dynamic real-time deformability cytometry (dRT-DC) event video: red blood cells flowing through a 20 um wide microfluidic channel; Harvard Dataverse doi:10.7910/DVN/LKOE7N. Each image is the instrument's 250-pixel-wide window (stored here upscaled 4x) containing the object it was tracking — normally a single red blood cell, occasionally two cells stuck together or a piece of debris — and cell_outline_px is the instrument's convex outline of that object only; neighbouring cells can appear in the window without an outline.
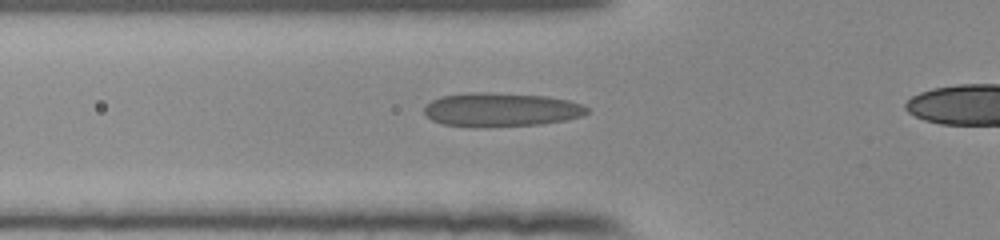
{"species": "human", "species_latin": "Homo sapiens", "temperature_condition": "room temperature", "stored_images_in_passage": 42, "camera_frame_rate_fps": 3000, "um_per_image_px": 0.085, "donor": {"sex": "female"}, "frame": {"image": 1, "passage_image": 14, "time_ms": 4.333, "image_size_px": [1000, 240], "cell_outline_px": [[588, 112], [580, 116], [564, 120], [540, 124], [444, 124], [432, 120], [424, 112], [424, 108], [432, 100], [440, 96], [468, 92], [488, 92], [544, 96], [568, 100], [580, 104], [588, 108]], "centroid_in_image_um": [42.59, 9.27], "position_along_channel_um": 83.2, "area_um2": 30.69}}
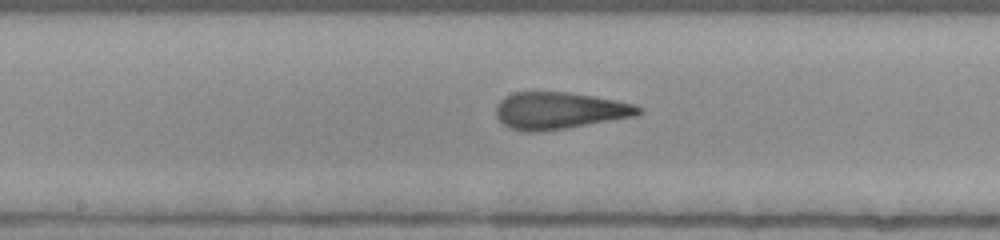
{"frame": {"image": 2, "passage_image": 23, "time_ms": 7.333, "image_size_px": [1000, 240], "cell_outline_px": [[644, 112], [636, 116], [568, 128], [540, 132], [524, 132], [508, 128], [496, 116], [496, 108], [500, 100], [504, 96], [516, 92], [568, 92], [616, 100], [636, 104], [644, 108]], "centroid_in_image_um": [47.58, 9.41], "position_along_channel_um": 200.6, "area_um2": 30.98}}
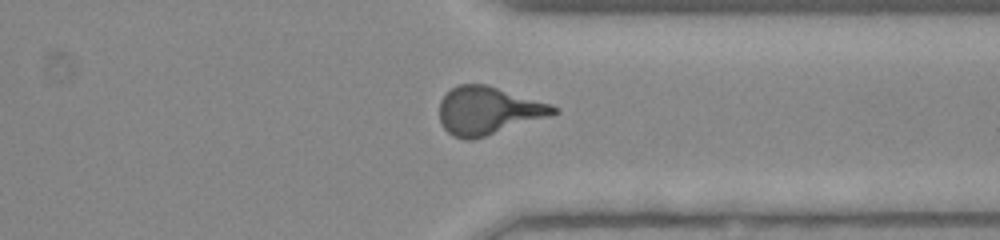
{"frame": {"image": 3, "passage_image": 36, "time_ms": 11.667, "image_size_px": [1000, 240], "cell_outline_px": [[560, 112], [548, 116], [472, 140], [464, 140], [452, 136], [444, 128], [440, 120], [440, 100], [456, 84], [484, 84], [552, 104], [560, 108]], "centroid_in_image_um": [41.48, 9.4], "position_along_channel_um": 369.9, "area_um2": 31.5}, "authors_computed_cell_mechanics": {"area_um2": 30.923, "velocity_mm_per_s": 3.9043, "shape_relaxation_time_tau1_ms": 6.8847, "shape_relaxation_time_tau2_ms": 1.021, "deformation_change_tau1": 0.2062, "deformation_change_tau2": 0.0859}}